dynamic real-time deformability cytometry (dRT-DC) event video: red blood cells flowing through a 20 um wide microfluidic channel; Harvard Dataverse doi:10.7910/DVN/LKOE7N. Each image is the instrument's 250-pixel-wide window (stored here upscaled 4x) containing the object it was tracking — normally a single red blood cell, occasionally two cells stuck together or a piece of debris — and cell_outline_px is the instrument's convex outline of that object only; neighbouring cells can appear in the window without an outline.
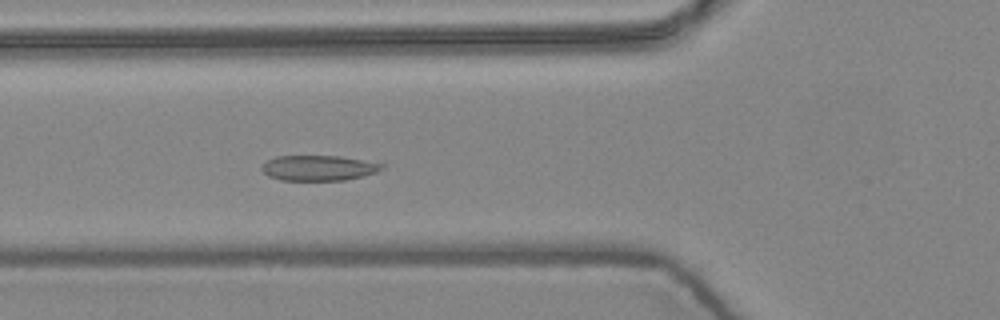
{"species": "common noctule bat (a hibernating species)", "species_latin": "Nyctalus noctula", "temperature_condition": "warm", "stored_images_in_passage": 6, "camera_frame_rate_fps": 3000, "um_per_image_px": 0.085, "animal": {"sex": "female", "body_mass_g": 24.6, "forearm_length_mm": 56.2}, "frame": {"image": 1, "passage_image": 6, "time_ms": 1.667, "image_size_px": [1000, 320], "cell_outline_px": [[384, 168], [376, 172], [364, 176], [344, 180], [280, 180], [268, 176], [260, 168], [268, 160], [276, 156], [340, 156], [384, 164]], "centroid_in_image_um": [27.08, 14.28], "position_along_channel_um": 98.7, "area_um2": 17.63}}